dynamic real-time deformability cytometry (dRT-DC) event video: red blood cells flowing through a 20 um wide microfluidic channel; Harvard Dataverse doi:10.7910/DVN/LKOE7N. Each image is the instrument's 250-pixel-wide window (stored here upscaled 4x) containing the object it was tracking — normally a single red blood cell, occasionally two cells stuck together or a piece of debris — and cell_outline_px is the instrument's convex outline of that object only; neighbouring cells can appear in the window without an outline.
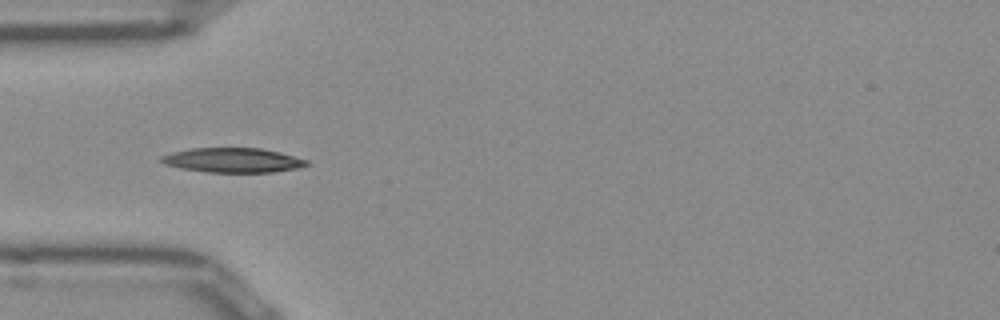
{"species": "Egyptian fruit bat (a non-hibernating species)", "species_latin": "Rousettus aegyptiacus", "temperature_condition": "room temperature", "stored_images_in_passage": 22, "camera_frame_rate_fps": 3000, "um_per_image_px": 0.085, "frame": {"image": 1, "passage_image": 1, "time_ms": 0.0, "image_size_px": [1000, 320], "cell_outline_px": [[308, 164], [296, 168], [272, 172], [208, 172], [180, 168], [164, 164], [160, 160], [160, 156], [192, 148], [260, 148], [280, 152], [308, 160]], "centroid_in_image_um": [19.78, 13.61], "position_along_channel_um": 65.2, "area_um2": 20.58}}
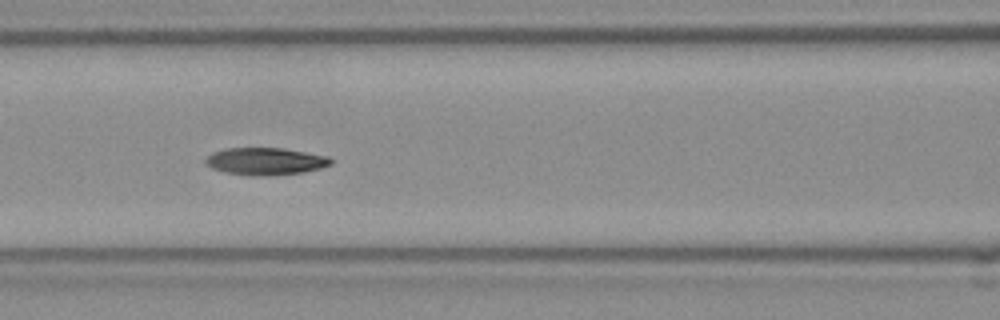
{"frame": {"image": 2, "passage_image": 7, "time_ms": 2.0, "image_size_px": [1000, 320], "cell_outline_px": [[332, 164], [320, 168], [304, 172], [268, 176], [248, 176], [224, 172], [212, 168], [204, 160], [212, 152], [224, 148], [284, 148], [328, 156], [332, 160]], "centroid_in_image_um": [22.56, 13.71], "position_along_channel_um": 144.0, "area_um2": 20.06}}
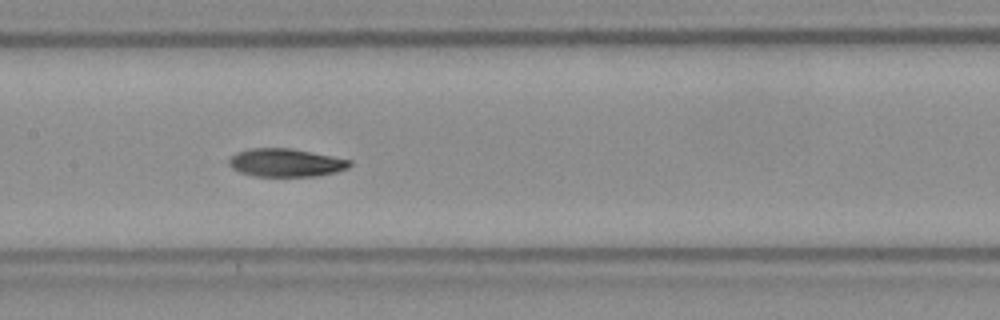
{"frame": {"image": 3, "passage_image": 10, "time_ms": 3.0, "image_size_px": [1000, 320], "cell_outline_px": [[352, 164], [348, 168], [336, 172], [316, 176], [256, 176], [240, 172], [232, 168], [228, 164], [228, 160], [236, 152], [248, 148], [288, 148], [312, 152], [352, 160]], "centroid_in_image_um": [24.29, 13.82], "position_along_channel_um": 183.1, "area_um2": 19.83}}